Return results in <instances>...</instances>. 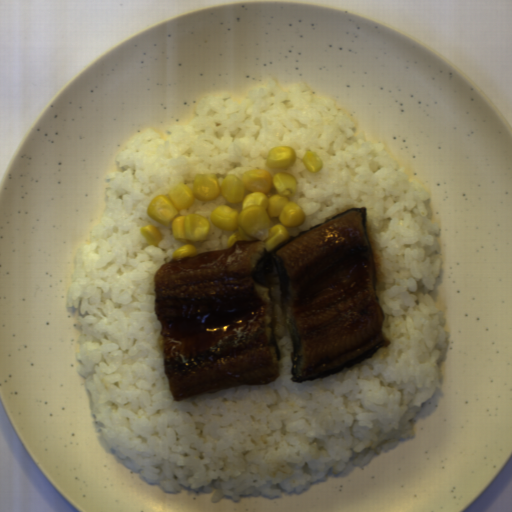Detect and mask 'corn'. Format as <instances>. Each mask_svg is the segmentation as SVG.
I'll return each mask as SVG.
<instances>
[{
  "label": "corn",
  "mask_w": 512,
  "mask_h": 512,
  "mask_svg": "<svg viewBox=\"0 0 512 512\" xmlns=\"http://www.w3.org/2000/svg\"><path fill=\"white\" fill-rule=\"evenodd\" d=\"M140 232L148 245L159 247L158 243L162 240L161 232L151 224L141 227Z\"/></svg>",
  "instance_id": "4"
},
{
  "label": "corn",
  "mask_w": 512,
  "mask_h": 512,
  "mask_svg": "<svg viewBox=\"0 0 512 512\" xmlns=\"http://www.w3.org/2000/svg\"><path fill=\"white\" fill-rule=\"evenodd\" d=\"M296 188L294 175L283 171L271 175L268 170L255 168L241 178L227 175L221 184L215 173L209 172L196 175L192 190L180 182L168 195L154 196L146 212L163 227L170 224L175 240L184 243L172 254L174 260L181 261L197 255L194 243L208 240L210 224L202 215L180 216V210L193 206L195 199L209 201L223 197L227 203L241 204V211L220 204L209 214L210 221L219 229L233 231L227 239V248L236 241H261L269 253L288 241L289 229L304 223L301 206L291 200Z\"/></svg>",
  "instance_id": "1"
},
{
  "label": "corn",
  "mask_w": 512,
  "mask_h": 512,
  "mask_svg": "<svg viewBox=\"0 0 512 512\" xmlns=\"http://www.w3.org/2000/svg\"><path fill=\"white\" fill-rule=\"evenodd\" d=\"M296 161V152L293 147L287 145H278L270 149L266 166L272 170L288 169L294 166Z\"/></svg>",
  "instance_id": "2"
},
{
  "label": "corn",
  "mask_w": 512,
  "mask_h": 512,
  "mask_svg": "<svg viewBox=\"0 0 512 512\" xmlns=\"http://www.w3.org/2000/svg\"><path fill=\"white\" fill-rule=\"evenodd\" d=\"M301 160L308 172L314 174L323 169L324 162L318 153L308 150L304 153Z\"/></svg>",
  "instance_id": "3"
}]
</instances>
